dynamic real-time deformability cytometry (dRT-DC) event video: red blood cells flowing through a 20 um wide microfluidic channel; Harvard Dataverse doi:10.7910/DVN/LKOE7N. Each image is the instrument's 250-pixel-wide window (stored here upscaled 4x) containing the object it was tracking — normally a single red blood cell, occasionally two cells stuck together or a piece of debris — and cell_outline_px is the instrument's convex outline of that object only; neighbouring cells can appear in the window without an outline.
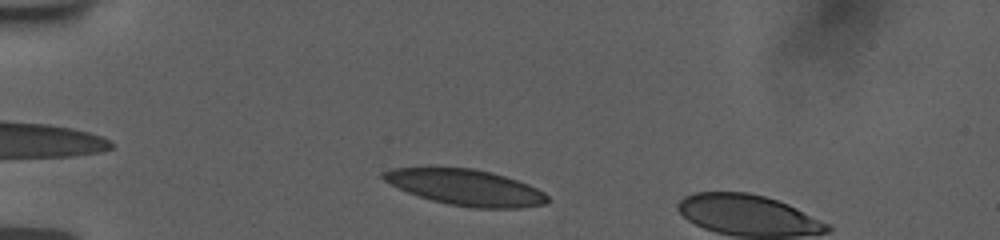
{"species": "human", "species_latin": "Homo sapiens", "temperature_condition": "room temperature", "stored_images_in_passage": 7, "camera_frame_rate_fps": 3000, "um_per_image_px": 0.085, "donor": {"sex": "female"}, "frame": {"image": 1, "passage_image": 4, "time_ms": 1.0, "image_size_px": [1000, 240], "cell_outline_px": [[548, 200], [544, 204], [520, 208], [472, 208], [448, 204], [432, 200], [408, 192], [384, 180], [380, 176], [380, 172], [392, 168], [472, 168], [492, 172], [528, 184], [544, 192], [548, 196]], "centroid_in_image_um": [39.59, 15.93], "position_along_channel_um": 45.4, "area_um2": 34.1}}